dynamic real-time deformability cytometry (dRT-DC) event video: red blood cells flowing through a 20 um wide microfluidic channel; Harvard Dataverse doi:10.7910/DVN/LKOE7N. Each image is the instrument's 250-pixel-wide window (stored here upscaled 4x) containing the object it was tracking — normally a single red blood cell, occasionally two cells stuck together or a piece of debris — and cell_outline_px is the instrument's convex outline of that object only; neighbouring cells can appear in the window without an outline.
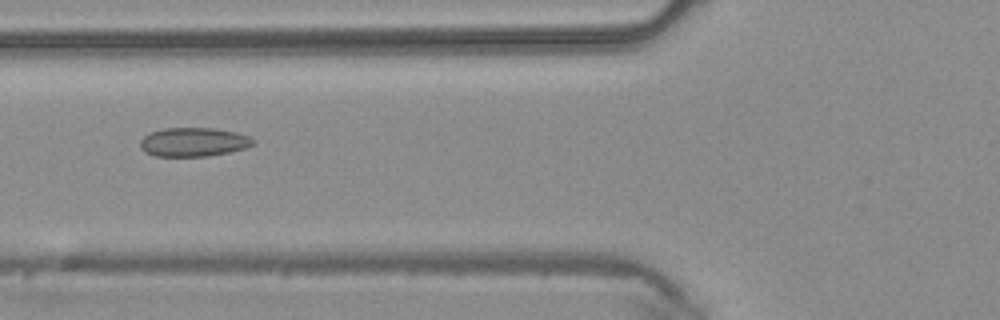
{"species": "common noctule bat (a hibernating species)", "species_latin": "Nyctalus noctula", "temperature_condition": "warm", "stored_images_in_passage": 46, "camera_frame_rate_fps": 3000, "um_per_image_px": 0.085, "animal": {"sex": "male", "body_mass_g": 20.4}, "frame": {"image": 1, "passage_image": 18, "time_ms": 5.667, "image_size_px": [1000, 320], "cell_outline_px": [[256, 140], [252, 144], [244, 148], [228, 152], [208, 156], [156, 156], [144, 152], [140, 148], [140, 140], [148, 132], [164, 128], [216, 128], [236, 132], [248, 136]], "centroid_in_image_um": [16.41, 12.06], "position_along_channel_um": 109.4, "area_um2": 19.07}}
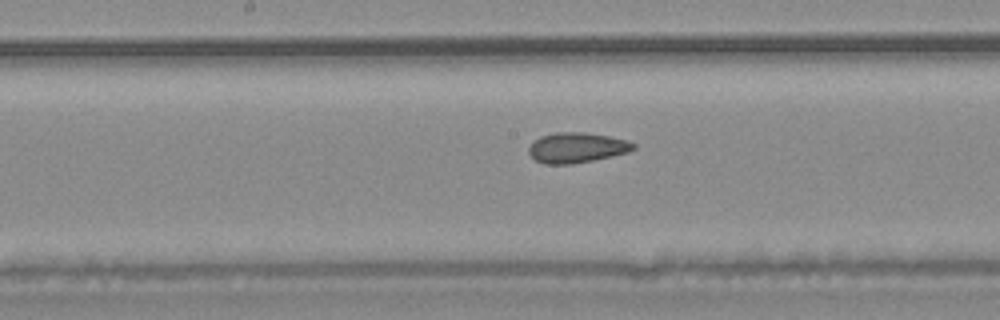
{"frame": {"image": 2, "passage_image": 24, "time_ms": 7.667, "image_size_px": [1000, 320], "cell_outline_px": [[636, 148], [628, 152], [612, 156], [572, 164], [544, 164], [536, 160], [528, 152], [528, 148], [540, 136], [556, 132], [584, 132], [608, 136], [628, 140], [636, 144]], "centroid_in_image_um": [49.04, 12.55], "position_along_channel_um": 199.2, "area_um2": 18.38}}
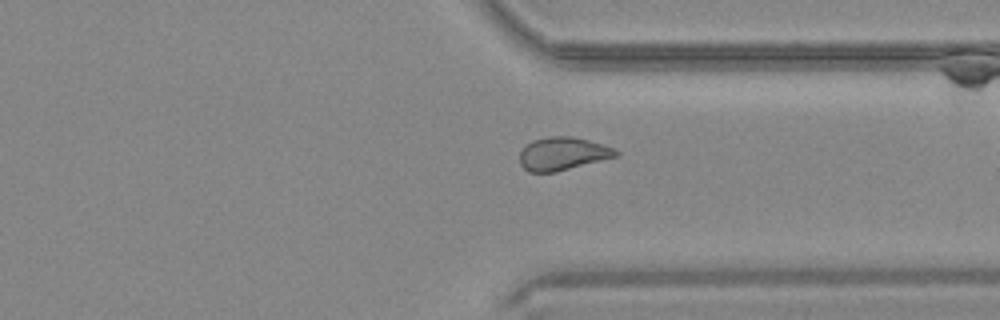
{"frame": {"image": 3, "passage_image": 35, "time_ms": 11.333, "image_size_px": [1000, 320], "cell_outline_px": [[620, 152], [616, 156], [556, 172], [528, 172], [520, 164], [520, 152], [524, 144], [532, 140], [552, 136], [572, 136], [588, 140], [612, 148]], "centroid_in_image_um": [47.76, 13.06], "position_along_channel_um": 363.6, "area_um2": 18.38}}